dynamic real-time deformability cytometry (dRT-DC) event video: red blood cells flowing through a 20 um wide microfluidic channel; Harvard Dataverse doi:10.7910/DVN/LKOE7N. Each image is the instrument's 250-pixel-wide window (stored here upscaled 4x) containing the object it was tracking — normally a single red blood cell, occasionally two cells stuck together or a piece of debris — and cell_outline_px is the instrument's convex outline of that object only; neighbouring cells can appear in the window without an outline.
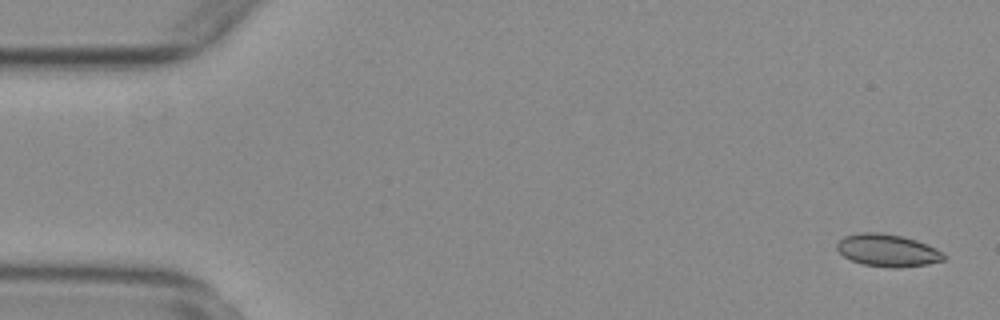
{"species": "common noctule bat (a hibernating species)", "species_latin": "Nyctalus noctula", "temperature_condition": "warm", "stored_images_in_passage": 55, "camera_frame_rate_fps": 3000, "um_per_image_px": 0.085, "animal": {"sex": "female", "body_mass_g": 29.2, "forearm_length_mm": 56.3}, "frame": {"image": 1, "passage_image": 2, "time_ms": 0.333, "image_size_px": [1000, 320], "cell_outline_px": [[944, 260], [928, 264], [896, 268], [892, 268], [864, 264], [852, 260], [844, 256], [836, 248], [836, 244], [844, 236], [864, 232], [880, 232], [904, 236], [916, 240], [936, 248], [944, 252]], "centroid_in_image_um": [75.46, 21.27], "position_along_channel_um": 9.5, "area_um2": 20.11}}
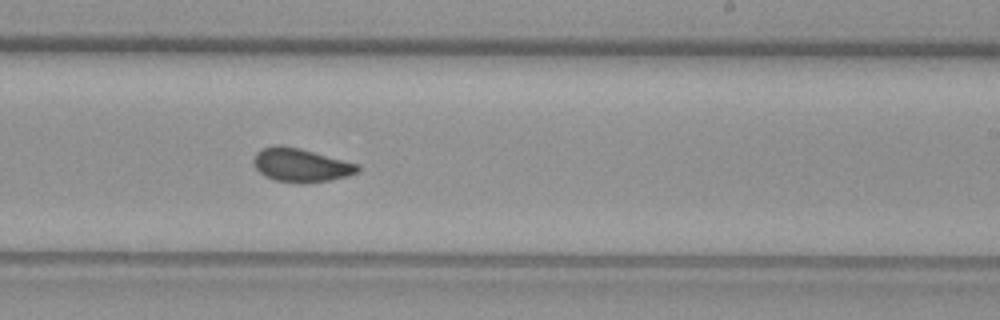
{"frame": {"image": 2, "passage_image": 33, "time_ms": 10.667, "image_size_px": [1000, 320], "cell_outline_px": [[360, 172], [348, 176], [332, 180], [308, 184], [300, 184], [276, 180], [264, 176], [252, 164], [252, 160], [256, 152], [260, 148], [276, 144], [280, 144], [300, 148], [356, 164], [360, 168]], "centroid_in_image_um": [25.53, 14.04], "position_along_channel_um": 263.5, "area_um2": 20.69}}
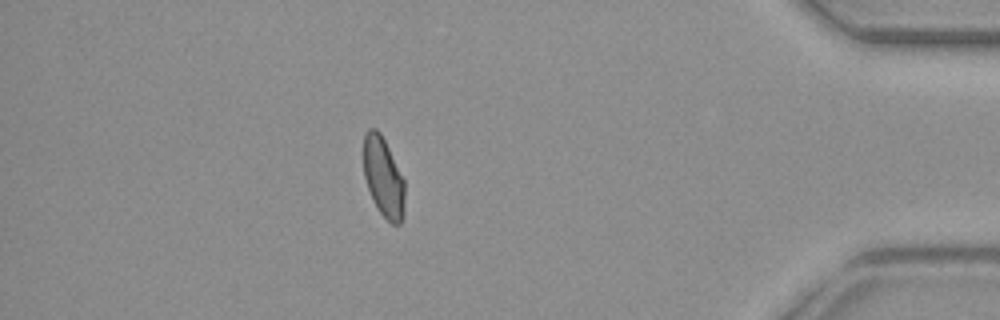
{"frame": {"image": 3, "passage_image": 48, "time_ms": 15.667, "image_size_px": [1000, 320], "cell_outline_px": [[404, 208], [400, 224], [392, 224], [380, 212], [372, 200], [364, 176], [364, 132], [368, 128], [376, 128], [380, 132], [404, 180]], "centroid_in_image_um": [32.57, 15.05], "position_along_channel_um": 402.6, "area_um2": 18.9}, "authors_computed_cell_mechanics": {"area_um2": 19.9988, "velocity_mm_per_s": 3.7467, "shape_relaxation_time_tau1_ms": 7.1081, "shape_relaxation_time_tau2_ms": 0.9525, "deformation_change_tau1": 0.1303, "deformation_change_tau2": 0.0537}}